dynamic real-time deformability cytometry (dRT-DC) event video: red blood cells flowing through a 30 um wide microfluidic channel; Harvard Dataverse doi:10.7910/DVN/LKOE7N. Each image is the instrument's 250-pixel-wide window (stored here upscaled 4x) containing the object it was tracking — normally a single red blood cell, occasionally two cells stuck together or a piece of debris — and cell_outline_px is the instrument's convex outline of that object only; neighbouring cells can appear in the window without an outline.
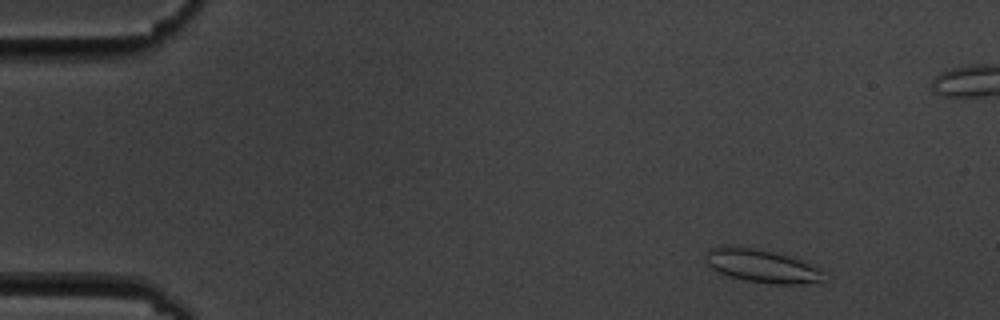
{"species": "common noctule bat (a hibernating species)", "species_latin": "Nyctalus noctula", "temperature_condition": "cold", "stored_images_in_passage": 6, "segment_of_instrument_passage": [1, 2], "camera_frame_rate_fps": 3000, "um_per_image_px": 0.085, "animal": {"sex": "male", "body_mass_g": 19.5, "forearm_length_mm": 54.6}, "frame": {"image": 1, "passage_image": 2, "time_ms": 1.333, "image_size_px": [1000, 320], "cell_outline_px": [[824, 276], [820, 280], [800, 284], [768, 284], [728, 276], [712, 268], [704, 260], [708, 252], [712, 248], [720, 244], [724, 244], [756, 248], [788, 256], [800, 260], [816, 268]], "centroid_in_image_um": [64.65, 22.58], "position_along_channel_um": 20.4, "area_um2": 22.43}}
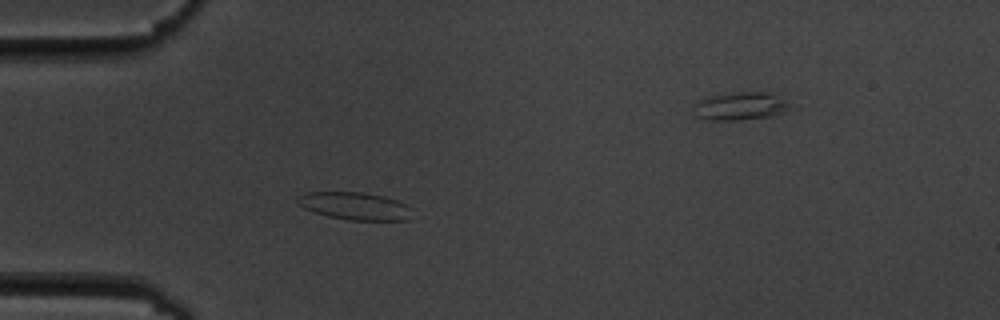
{"frame": {"image": 2, "passage_image": 5, "time_ms": 4.667, "image_size_px": [1000, 320], "cell_outline_px": [[412, 220], [348, 220], [328, 216], [304, 208], [296, 200], [304, 192], [364, 192], [384, 196], [408, 204], [412, 208]], "centroid_in_image_um": [30.24, 17.51], "position_along_channel_um": 54.8, "area_um2": 18.55}}